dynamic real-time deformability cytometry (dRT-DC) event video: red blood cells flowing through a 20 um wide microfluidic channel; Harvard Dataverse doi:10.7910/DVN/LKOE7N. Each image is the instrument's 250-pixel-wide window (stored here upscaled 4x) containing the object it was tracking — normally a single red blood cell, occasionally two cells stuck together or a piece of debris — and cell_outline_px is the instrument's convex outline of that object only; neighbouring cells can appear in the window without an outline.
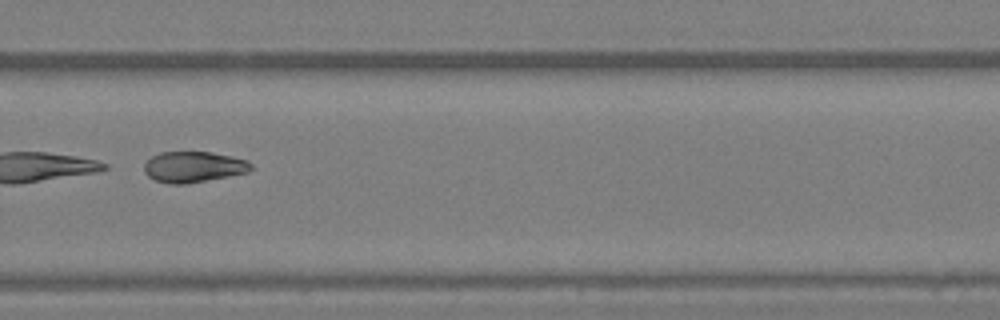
{"species": "Egyptian fruit bat (a non-hibernating species)", "species_latin": "Rousettus aegyptiacus", "temperature_condition": "warm", "stored_images_in_passage": 24, "camera_frame_rate_fps": 3000, "um_per_image_px": 0.085, "animal": {"sex": "female"}, "frame": {"image": 1, "passage_image": 17, "time_ms": 5.333, "image_size_px": [1000, 320], "cell_outline_px": [[252, 168], [248, 172], [228, 176], [184, 184], [168, 184], [156, 180], [148, 176], [144, 172], [144, 164], [152, 156], [160, 152], [212, 152], [232, 156], [248, 160], [252, 164]], "centroid_in_image_um": [16.45, 14.18], "position_along_channel_um": 313.4, "area_um2": 19.19}}